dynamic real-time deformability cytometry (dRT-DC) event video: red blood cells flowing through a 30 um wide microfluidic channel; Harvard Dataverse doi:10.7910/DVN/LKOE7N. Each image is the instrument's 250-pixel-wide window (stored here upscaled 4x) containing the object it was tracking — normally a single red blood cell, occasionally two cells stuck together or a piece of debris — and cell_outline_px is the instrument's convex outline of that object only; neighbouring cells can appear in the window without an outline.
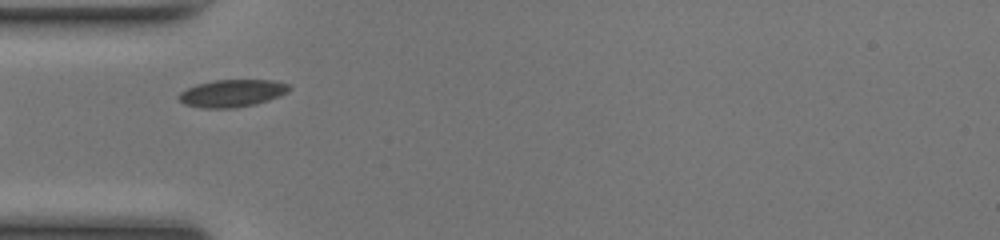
{"species": "common noctule bat (a hibernating species)", "species_latin": "Nyctalus noctula", "temperature_condition": "room temperature", "stored_images_in_passage": 28, "camera_frame_rate_fps": 3000, "um_per_image_px": 0.085, "animal": {"sex": "female", "body_mass_g": 17.0, "forearm_length_mm": 48.0}, "frame": {"image": 1, "passage_image": 1, "time_ms": 0.0, "image_size_px": [1000, 240], "cell_outline_px": [[292, 88], [288, 92], [280, 96], [256, 104], [232, 108], [204, 108], [184, 104], [176, 96], [180, 92], [196, 84], [212, 80], [272, 80], [288, 84]], "centroid_in_image_um": [19.73, 7.92], "position_along_channel_um": 65.3, "area_um2": 17.69}, "authors_computed_cell_mechanics": {"area_um2": 18.1492, "velocity_mm_per_s": 4.1698, "shape_relaxation_time_tau1_ms": 4.0615, "shape_relaxation_time_tau2_ms": 2.8997, "deformation_change_tau1": 0.144, "deformation_change_tau2": 0.0872}}